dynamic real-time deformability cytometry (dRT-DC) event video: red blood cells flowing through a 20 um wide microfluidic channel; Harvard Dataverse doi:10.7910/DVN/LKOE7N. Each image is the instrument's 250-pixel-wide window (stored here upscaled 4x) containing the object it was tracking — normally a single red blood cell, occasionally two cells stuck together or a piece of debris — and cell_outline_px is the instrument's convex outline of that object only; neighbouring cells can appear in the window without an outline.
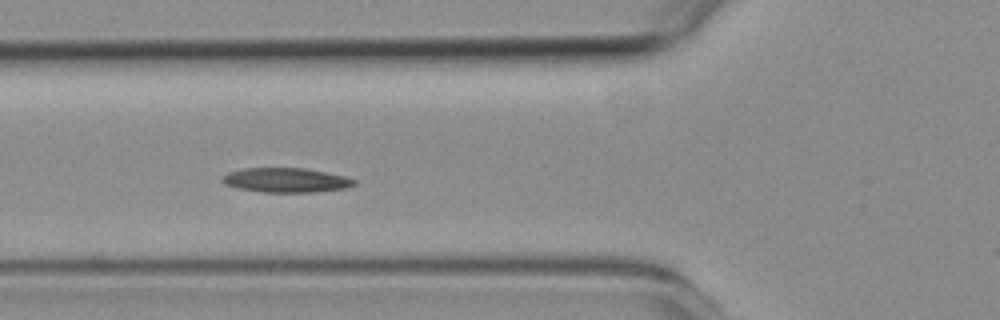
{"species": "common noctule bat (a hibernating species)", "species_latin": "Nyctalus noctula", "temperature_condition": "room temperature", "stored_images_in_passage": 5, "camera_frame_rate_fps": 3000, "um_per_image_px": 0.085, "animal": {"sex": "female", "body_mass_g": 19.3, "forearm_length_mm": 54.1}, "frame": {"image": 1, "passage_image": 4, "time_ms": 4.667, "image_size_px": [1000, 320], "cell_outline_px": [[356, 184], [348, 188], [316, 192], [264, 192], [236, 188], [224, 184], [220, 180], [228, 172], [244, 168], [304, 168], [344, 176], [356, 180]], "centroid_in_image_um": [24.3, 15.32], "position_along_channel_um": 101.5, "area_um2": 18.84}}
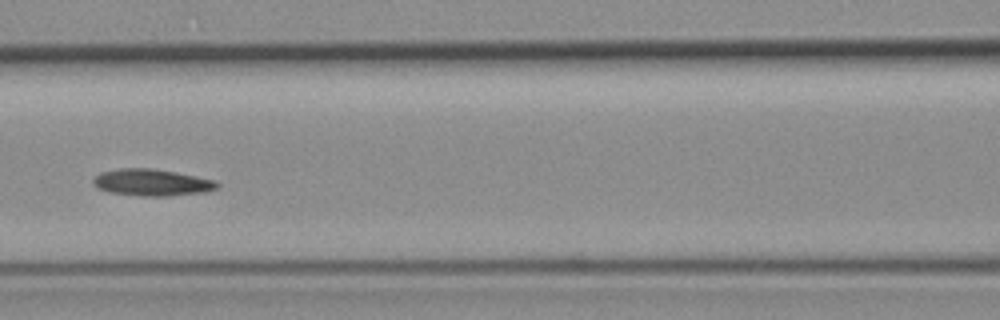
{"frame": {"image": 2, "passage_image": 5, "time_ms": 6.0, "image_size_px": [1000, 320], "cell_outline_px": [[220, 184], [216, 188], [204, 192], [168, 196], [140, 196], [108, 192], [96, 188], [92, 184], [92, 180], [100, 172], [120, 168], [152, 168], [176, 172], [216, 180]], "centroid_in_image_um": [12.87, 15.51], "position_along_channel_um": 153.7, "area_um2": 19.48}}